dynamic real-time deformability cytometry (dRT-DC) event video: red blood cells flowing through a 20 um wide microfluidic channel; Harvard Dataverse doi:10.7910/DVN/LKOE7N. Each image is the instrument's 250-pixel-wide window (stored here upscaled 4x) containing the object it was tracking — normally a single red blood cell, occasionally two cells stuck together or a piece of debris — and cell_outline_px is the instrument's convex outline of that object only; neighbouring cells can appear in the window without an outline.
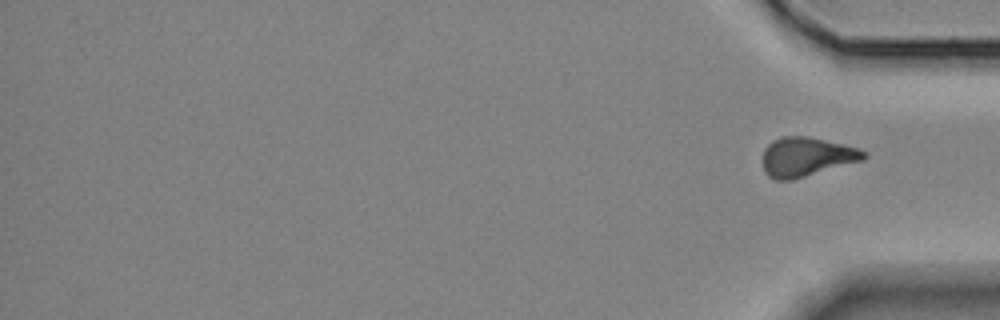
{"species": "Egyptian fruit bat (a non-hibernating species)", "species_latin": "Rousettus aegyptiacus", "temperature_condition": "room temperature", "stored_images_in_passage": 17, "segment_of_instrument_passage": [2, 2], "camera_frame_rate_fps": 3000, "um_per_image_px": 0.085, "animal": {"sex": "female"}, "frame": {"image": 1, "passage_image": 17, "time_ms": 18.333, "image_size_px": [1000, 320], "cell_outline_px": [[868, 156], [864, 160], [792, 180], [776, 180], [768, 176], [764, 172], [764, 148], [772, 140], [780, 136], [808, 136], [844, 144], [860, 148], [868, 152]], "centroid_in_image_um": [68.58, 13.32], "position_along_channel_um": 366.6, "area_um2": 23.35}}